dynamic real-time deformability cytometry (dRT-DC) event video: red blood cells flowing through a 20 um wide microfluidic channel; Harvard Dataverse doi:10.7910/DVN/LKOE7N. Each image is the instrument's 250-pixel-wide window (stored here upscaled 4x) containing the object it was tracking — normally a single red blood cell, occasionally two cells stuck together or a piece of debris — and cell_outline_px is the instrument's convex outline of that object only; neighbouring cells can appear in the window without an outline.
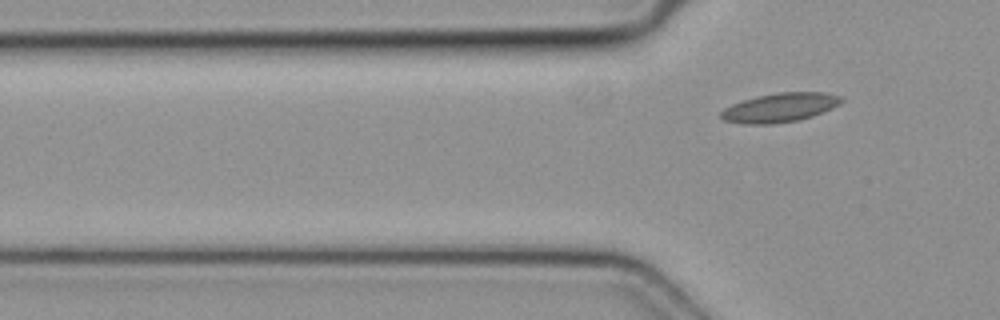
{"species": "common noctule bat (a hibernating species)", "species_latin": "Nyctalus noctula", "temperature_condition": "cold", "stored_images_in_passage": 5, "camera_frame_rate_fps": 3000, "um_per_image_px": 0.085, "animal": {"sex": "female", "body_mass_g": 19.3, "forearm_length_mm": 54.1}, "frame": {"image": 1, "passage_image": 5, "time_ms": 1.333, "image_size_px": [1000, 320], "cell_outline_px": [[844, 100], [840, 104], [824, 112], [800, 120], [772, 124], [744, 124], [724, 120], [720, 116], [720, 112], [724, 108], [732, 104], [756, 96], [776, 92], [824, 92], [844, 96]], "centroid_in_image_um": [66.33, 9.14], "position_along_channel_um": 59.5, "area_um2": 20.63}}